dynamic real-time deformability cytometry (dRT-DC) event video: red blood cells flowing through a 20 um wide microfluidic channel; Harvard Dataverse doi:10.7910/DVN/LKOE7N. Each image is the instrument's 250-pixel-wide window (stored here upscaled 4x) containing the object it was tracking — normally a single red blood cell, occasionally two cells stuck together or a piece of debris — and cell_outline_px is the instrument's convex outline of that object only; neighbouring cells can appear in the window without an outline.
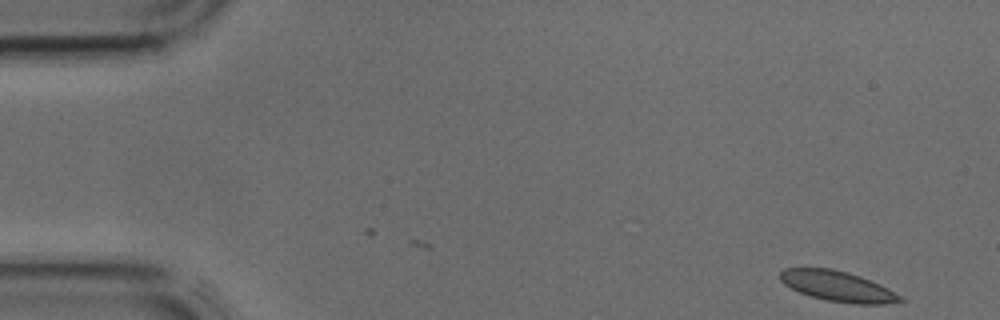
{"species": "common noctule bat (a hibernating species)", "species_latin": "Nyctalus noctula", "temperature_condition": "cold", "stored_images_in_passage": 11, "camera_frame_rate_fps": 3000, "um_per_image_px": 0.085, "animal": {"sex": "male", "body_mass_g": 17.9, "forearm_length_mm": 54.2}, "frame": {"image": 1, "passage_image": 1, "time_ms": 0.0, "image_size_px": [1000, 320], "cell_outline_px": [[904, 300], [884, 304], [852, 304], [828, 300], [812, 296], [800, 292], [784, 284], [780, 280], [780, 272], [784, 268], [832, 268], [848, 272], [860, 276], [900, 296]], "centroid_in_image_um": [71.13, 24.32], "position_along_channel_um": 13.9, "area_um2": 20.69}}
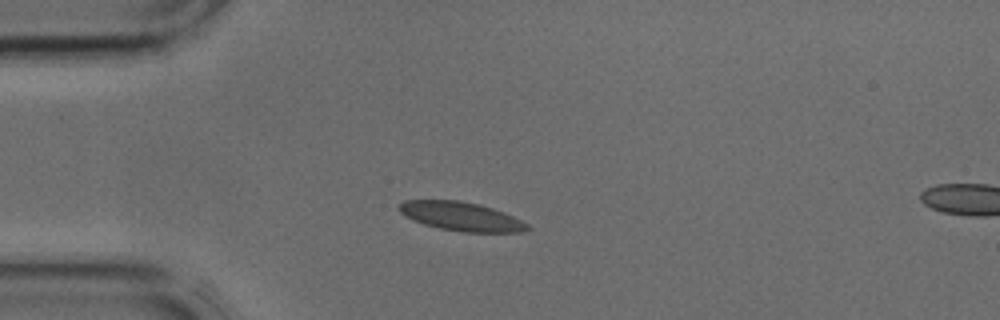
{"frame": {"image": 2, "passage_image": 9, "time_ms": 2.667, "image_size_px": [1000, 320], "cell_outline_px": [[532, 228], [520, 232], [464, 232], [440, 228], [424, 224], [412, 220], [404, 216], [396, 208], [404, 200], [460, 200], [480, 204], [504, 212], [528, 224]], "centroid_in_image_um": [39.17, 18.39], "position_along_channel_um": 45.8, "area_um2": 21.62}}